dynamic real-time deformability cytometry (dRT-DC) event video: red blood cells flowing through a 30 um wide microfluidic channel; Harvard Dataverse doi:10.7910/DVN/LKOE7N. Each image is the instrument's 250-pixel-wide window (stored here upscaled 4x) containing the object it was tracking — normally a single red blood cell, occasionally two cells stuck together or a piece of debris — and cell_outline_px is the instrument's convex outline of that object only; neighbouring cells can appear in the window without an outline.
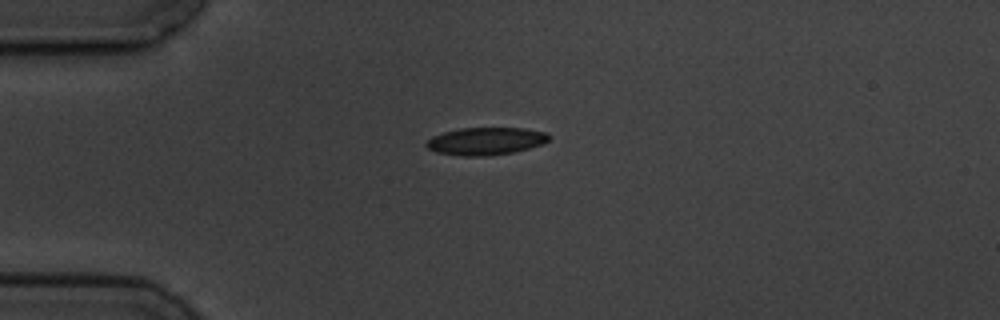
{"species": "common noctule bat (a hibernating species)", "species_latin": "Nyctalus noctula", "temperature_condition": "cold", "stored_images_in_passage": 4, "camera_frame_rate_fps": 3000, "um_per_image_px": 0.085, "animal": {"sex": "male", "body_mass_g": 19.5, "forearm_length_mm": 54.6}, "frame": {"image": 1, "passage_image": 1, "time_ms": 0.0, "image_size_px": [1000, 320], "cell_outline_px": [[552, 136], [548, 140], [540, 144], [528, 148], [512, 152], [492, 156], [460, 156], [436, 152], [428, 148], [424, 144], [432, 136], [444, 132], [460, 128], [524, 128], [548, 132]], "centroid_in_image_um": [41.29, 11.99], "position_along_channel_um": 43.7, "area_um2": 19.77}}
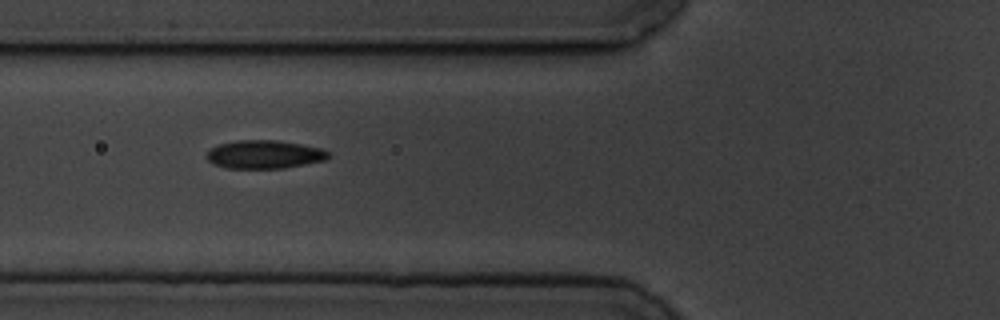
{"frame": {"image": 2, "passage_image": 3, "time_ms": 2.333, "image_size_px": [1000, 320], "cell_outline_px": [[332, 156], [328, 160], [284, 168], [228, 168], [212, 164], [204, 156], [208, 148], [216, 144], [236, 140], [276, 140], [304, 144], [320, 148], [332, 152]], "centroid_in_image_um": [22.48, 13.12], "position_along_channel_um": 103.3, "area_um2": 20.69}}
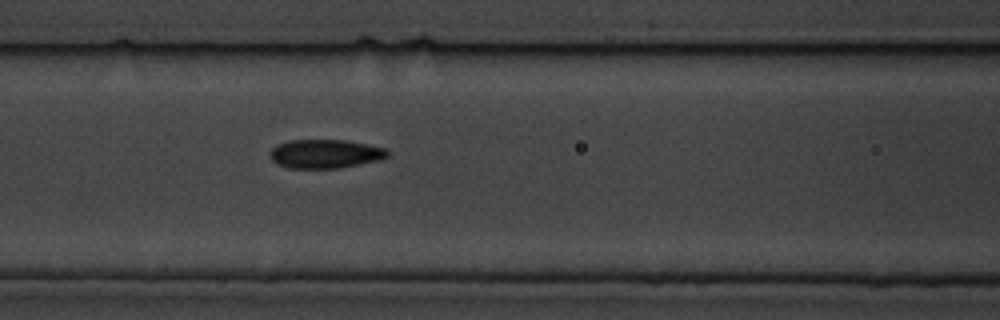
{"frame": {"image": 3, "passage_image": 4, "time_ms": 3.333, "image_size_px": [1000, 320], "cell_outline_px": [[388, 156], [376, 160], [340, 168], [288, 168], [276, 164], [272, 160], [272, 148], [288, 140], [344, 140], [368, 144], [388, 148]], "centroid_in_image_um": [27.65, 13.07], "position_along_channel_um": 138.9, "area_um2": 19.54}}